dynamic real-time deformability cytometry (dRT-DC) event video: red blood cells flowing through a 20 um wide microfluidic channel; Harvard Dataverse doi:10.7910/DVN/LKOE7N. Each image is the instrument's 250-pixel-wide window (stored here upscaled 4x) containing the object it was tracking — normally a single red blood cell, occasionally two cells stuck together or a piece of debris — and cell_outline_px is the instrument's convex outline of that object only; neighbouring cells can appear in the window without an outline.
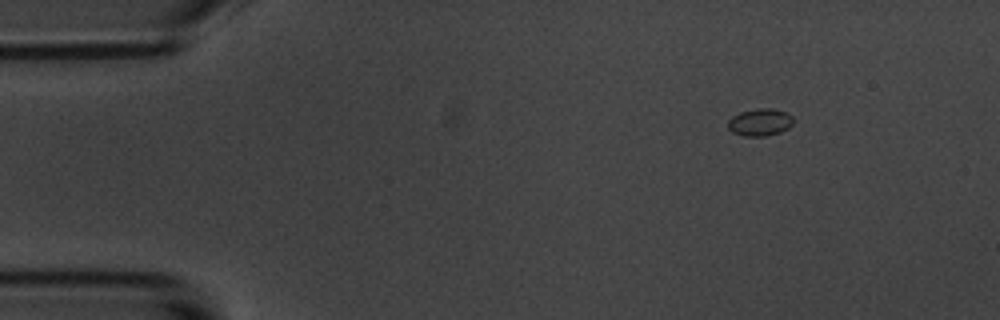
{"species": "common noctule bat (a hibernating species)", "species_latin": "Nyctalus noctula", "temperature_condition": "room temperature", "stored_images_in_passage": 55, "camera_frame_rate_fps": 3000, "um_per_image_px": 0.085, "animal": {"sex": "male", "body_mass_g": 20.1, "forearm_length_mm": 53.5}, "frame": {"image": 1, "passage_image": 6, "time_ms": 1.667, "image_size_px": [1000, 320], "cell_outline_px": [[792, 124], [788, 128], [780, 132], [768, 136], [744, 136], [732, 132], [728, 128], [728, 120], [732, 116], [740, 112], [756, 108], [772, 108], [788, 112], [792, 116]], "centroid_in_image_um": [64.6, 10.38], "position_along_channel_um": 20.4, "area_um2": 10.52}}
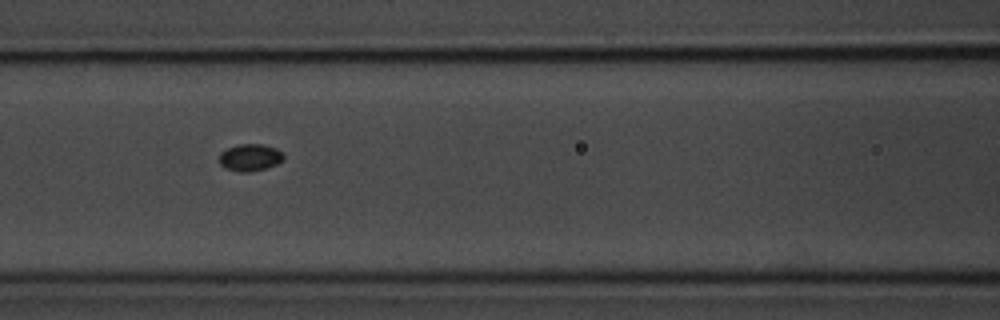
{"frame": {"image": 2, "passage_image": 23, "time_ms": 7.333, "image_size_px": [1000, 320], "cell_outline_px": [[284, 160], [268, 168], [248, 172], [240, 172], [224, 168], [220, 164], [220, 152], [228, 148], [240, 144], [260, 144], [276, 148], [284, 152]], "centroid_in_image_um": [21.28, 13.39], "position_along_channel_um": 145.3, "area_um2": 10.23}}